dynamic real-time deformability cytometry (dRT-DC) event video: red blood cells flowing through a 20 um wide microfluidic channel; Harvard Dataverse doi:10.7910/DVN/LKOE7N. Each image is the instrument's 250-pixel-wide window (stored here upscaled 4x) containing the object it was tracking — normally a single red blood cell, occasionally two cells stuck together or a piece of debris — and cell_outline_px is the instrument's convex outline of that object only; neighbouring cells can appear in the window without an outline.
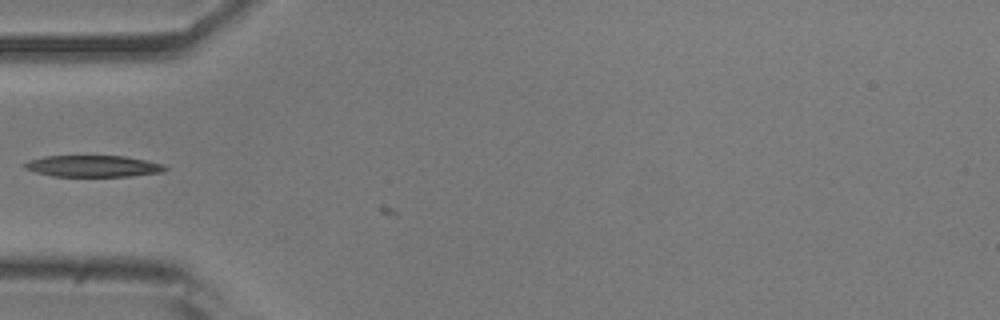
{"species": "common noctule bat (a hibernating species)", "species_latin": "Nyctalus noctula", "temperature_condition": "room temperature", "stored_images_in_passage": 9, "camera_frame_rate_fps": 3000, "um_per_image_px": 0.085, "animal": {"sex": "male", "body_mass_g": 20.5, "forearm_length_mm": 52.5}, "frame": {"image": 1, "passage_image": 2, "time_ms": 0.333, "image_size_px": [1000, 320], "cell_outline_px": [[168, 168], [164, 172], [128, 176], [52, 176], [36, 172], [24, 168], [24, 164], [28, 160], [44, 156], [124, 156], [164, 164]], "centroid_in_image_um": [7.91, 14.12], "position_along_channel_um": 77.1, "area_um2": 17.51}}
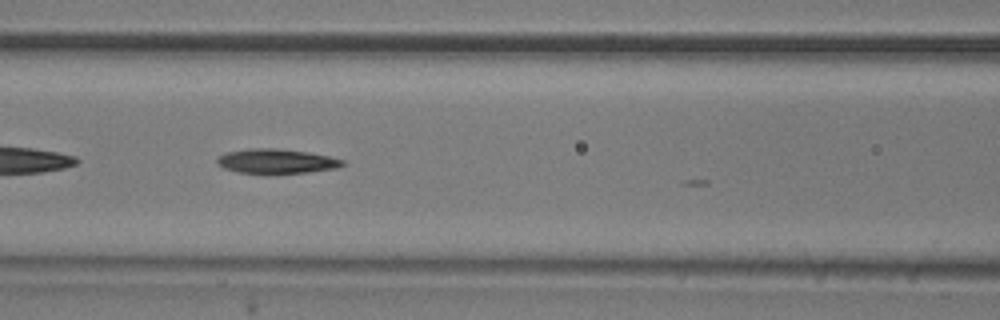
{"frame": {"image": 2, "passage_image": 7, "time_ms": 2.0, "image_size_px": [1000, 320], "cell_outline_px": [[344, 164], [336, 168], [308, 172], [236, 172], [224, 168], [216, 164], [216, 160], [220, 156], [228, 152], [248, 148], [276, 148], [308, 152], [328, 156], [344, 160]], "centroid_in_image_um": [23.48, 13.68], "position_along_channel_um": 143.1, "area_um2": 17.51}}